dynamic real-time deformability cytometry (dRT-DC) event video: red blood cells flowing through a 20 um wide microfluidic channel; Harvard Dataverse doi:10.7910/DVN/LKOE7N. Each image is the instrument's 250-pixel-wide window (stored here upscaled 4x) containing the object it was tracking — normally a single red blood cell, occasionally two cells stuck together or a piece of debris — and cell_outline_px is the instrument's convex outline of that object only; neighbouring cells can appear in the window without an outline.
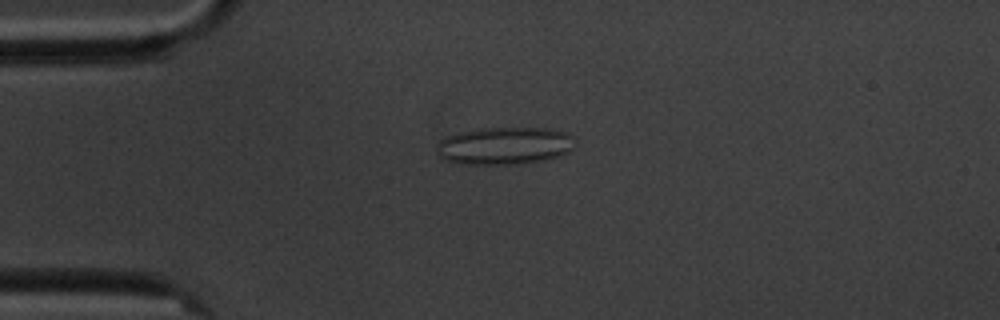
{"species": "common noctule bat (a hibernating species)", "species_latin": "Nyctalus noctula", "temperature_condition": "cold", "stored_images_in_passage": 5, "camera_frame_rate_fps": 3000, "um_per_image_px": 0.085, "animal": {"sex": "male", "body_mass_g": 20.1, "forearm_length_mm": 53.5}, "frame": {"image": 1, "passage_image": 4, "time_ms": 3.333, "image_size_px": [1000, 320], "cell_outline_px": [[576, 144], [568, 152], [544, 160], [520, 164], [460, 164], [444, 160], [436, 152], [436, 144], [440, 140], [448, 136], [460, 132], [480, 128], [548, 128], [564, 132], [572, 136]], "centroid_in_image_um": [42.86, 12.39], "position_along_channel_um": 42.1, "area_um2": 30.35}}